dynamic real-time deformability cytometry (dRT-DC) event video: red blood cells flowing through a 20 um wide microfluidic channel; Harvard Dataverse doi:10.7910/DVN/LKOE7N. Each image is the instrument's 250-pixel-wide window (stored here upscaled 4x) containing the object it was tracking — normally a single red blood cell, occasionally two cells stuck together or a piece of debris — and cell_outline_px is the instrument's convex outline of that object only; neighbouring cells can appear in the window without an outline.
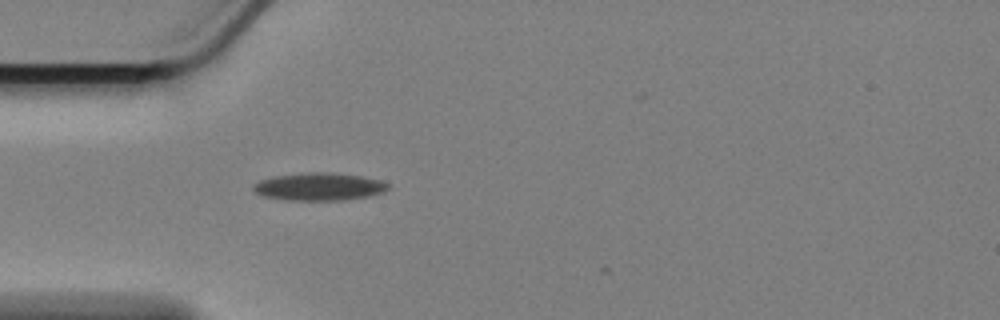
{"species": "Egyptian fruit bat (a non-hibernating species)", "species_latin": "Rousettus aegyptiacus", "temperature_condition": "cold", "stored_images_in_passage": 4, "camera_frame_rate_fps": 3000, "um_per_image_px": 0.085, "animal": {"sex": "female"}, "frame": {"image": 1, "passage_image": 1, "time_ms": 0.0, "image_size_px": [1000, 320], "cell_outline_px": [[392, 188], [384, 192], [368, 196], [344, 200], [292, 200], [264, 196], [256, 192], [252, 188], [252, 184], [260, 180], [276, 176], [312, 172], [324, 172], [360, 176], [380, 180], [388, 184]], "centroid_in_image_um": [27.16, 15.87], "position_along_channel_um": 57.8, "area_um2": 21.5}}